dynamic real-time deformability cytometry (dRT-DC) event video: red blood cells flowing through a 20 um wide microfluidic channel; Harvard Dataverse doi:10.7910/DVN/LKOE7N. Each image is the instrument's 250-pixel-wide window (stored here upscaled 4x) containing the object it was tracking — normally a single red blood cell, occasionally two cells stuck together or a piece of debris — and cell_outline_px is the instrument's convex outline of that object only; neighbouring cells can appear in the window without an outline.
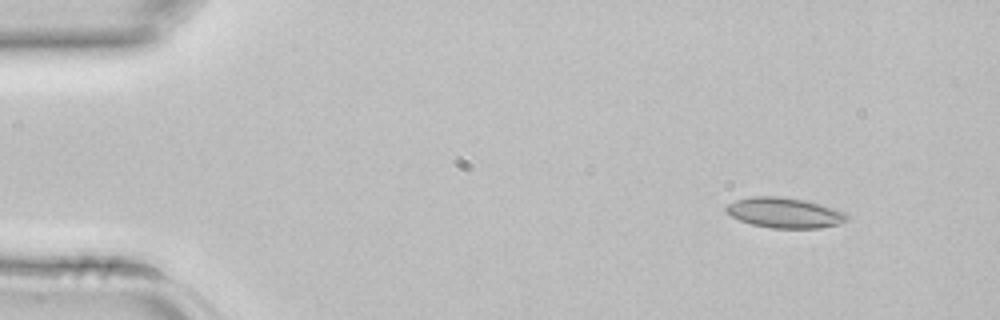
{"species": "common noctule bat (a hibernating species)", "species_latin": "Nyctalus noctula", "temperature_condition": "room temperature", "stored_images_in_passage": 2, "camera_frame_rate_fps": 3000, "um_per_image_px": 0.085, "animal": {"sex": "female", "body_mass_g": 22.7, "forearm_length_mm": 54.2}, "frame": {"image": 1, "passage_image": 1, "time_ms": 0.0, "image_size_px": [1000, 320], "cell_outline_px": [[848, 220], [836, 224], [820, 228], [772, 228], [752, 224], [740, 220], [724, 212], [724, 208], [728, 204], [736, 200], [752, 196], [776, 196], [804, 200], [832, 208], [844, 212], [848, 216]], "centroid_in_image_um": [66.64, 18.08], "position_along_channel_um": 18.4, "area_um2": 21.1}}